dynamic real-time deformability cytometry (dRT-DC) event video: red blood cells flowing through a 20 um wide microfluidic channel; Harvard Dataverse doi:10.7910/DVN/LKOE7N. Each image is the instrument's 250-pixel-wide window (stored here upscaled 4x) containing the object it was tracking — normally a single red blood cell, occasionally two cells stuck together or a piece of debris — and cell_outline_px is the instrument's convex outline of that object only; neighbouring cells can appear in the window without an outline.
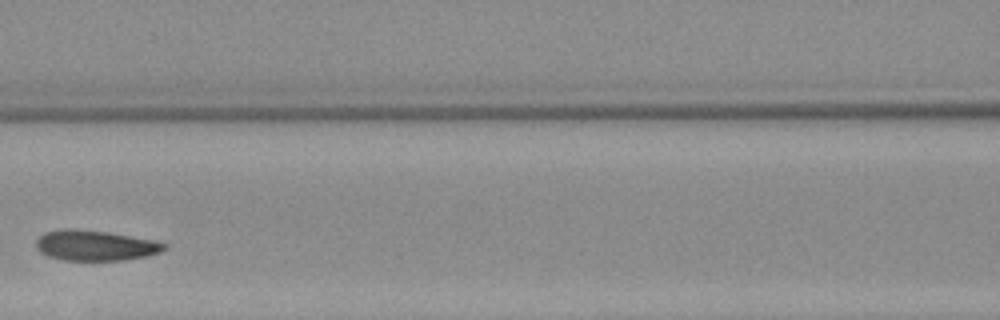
{"species": "Egyptian fruit bat (a non-hibernating species)", "species_latin": "Rousettus aegyptiacus", "temperature_condition": "warm", "stored_images_in_passage": 3, "camera_frame_rate_fps": 3000, "um_per_image_px": 0.085, "animal": {"sex": "female"}, "frame": {"image": 1, "passage_image": 3, "time_ms": 3.333, "image_size_px": [1000, 320], "cell_outline_px": [[168, 244], [160, 252], [148, 256], [124, 260], [60, 260], [48, 256], [40, 252], [36, 248], [36, 240], [44, 232], [72, 228], [108, 232], [152, 240]], "centroid_in_image_um": [8.07, 20.87], "position_along_channel_um": 158.5, "area_um2": 22.6}}